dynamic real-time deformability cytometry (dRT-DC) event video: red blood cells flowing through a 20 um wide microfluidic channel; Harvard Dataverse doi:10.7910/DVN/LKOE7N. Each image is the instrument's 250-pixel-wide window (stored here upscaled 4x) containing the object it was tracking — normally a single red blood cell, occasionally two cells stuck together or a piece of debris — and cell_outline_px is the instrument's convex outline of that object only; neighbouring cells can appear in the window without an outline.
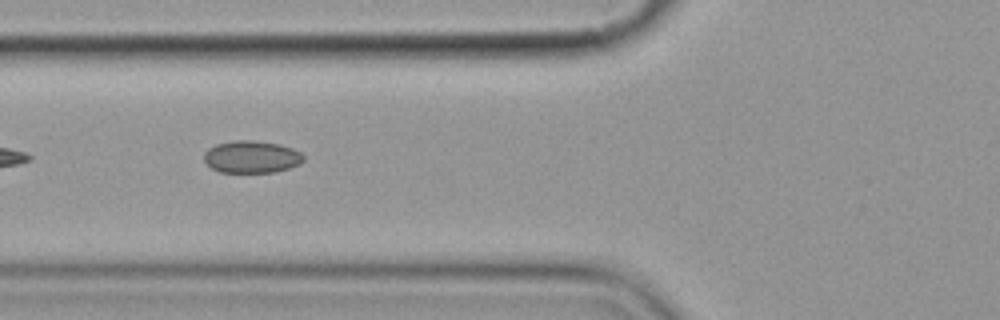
{"species": "common noctule bat (a hibernating species)", "species_latin": "Nyctalus noctula", "temperature_condition": "cold", "stored_images_in_passage": 5, "camera_frame_rate_fps": 3000, "um_per_image_px": 0.085, "animal": {"sex": "female", "body_mass_g": 19.9}, "frame": {"image": 1, "passage_image": 4, "time_ms": 4.333, "image_size_px": [1000, 320], "cell_outline_px": [[304, 160], [300, 164], [276, 172], [220, 172], [212, 168], [204, 160], [204, 152], [208, 148], [216, 144], [232, 140], [256, 140], [280, 144], [292, 148], [300, 152], [304, 156]], "centroid_in_image_um": [21.39, 13.32], "position_along_channel_um": 104.4, "area_um2": 18.84}}
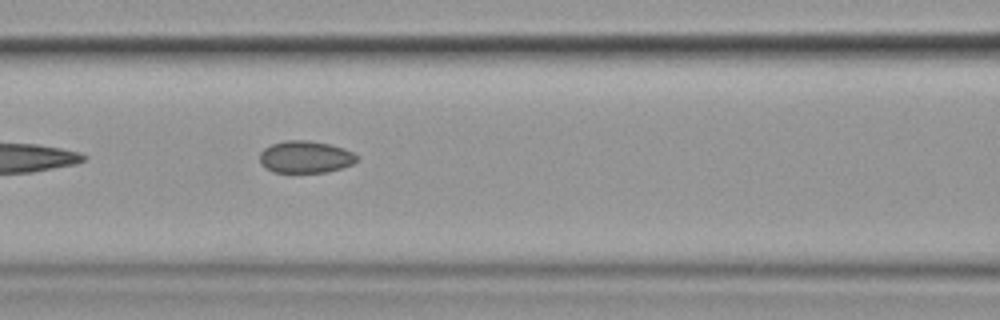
{"frame": {"image": 2, "passage_image": 5, "time_ms": 5.333, "image_size_px": [1000, 320], "cell_outline_px": [[356, 160], [352, 164], [328, 172], [272, 172], [260, 164], [260, 152], [264, 148], [272, 144], [284, 140], [308, 140], [328, 144], [344, 148], [352, 152], [356, 156]], "centroid_in_image_um": [25.92, 13.34], "position_along_channel_um": 140.7, "area_um2": 18.09}}